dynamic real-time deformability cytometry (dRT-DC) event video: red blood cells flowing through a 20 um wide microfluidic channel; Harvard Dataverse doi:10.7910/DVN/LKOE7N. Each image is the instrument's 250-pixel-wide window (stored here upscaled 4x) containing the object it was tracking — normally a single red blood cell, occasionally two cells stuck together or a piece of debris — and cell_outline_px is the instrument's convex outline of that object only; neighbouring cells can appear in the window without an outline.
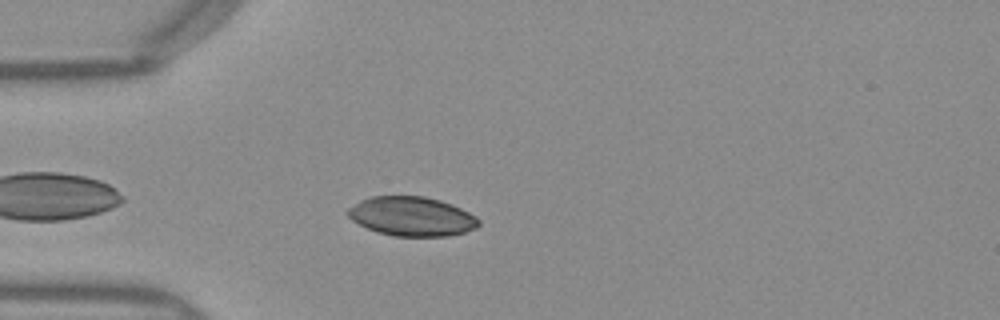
{"species": "Egyptian fruit bat (a non-hibernating species)", "species_latin": "Rousettus aegyptiacus", "temperature_condition": "warm", "stored_images_in_passage": 37, "camera_frame_rate_fps": 3000, "um_per_image_px": 0.085, "frame": {"image": 1, "passage_image": 4, "time_ms": 1.0, "image_size_px": [1000, 320], "cell_outline_px": [[480, 224], [476, 228], [464, 232], [448, 236], [392, 236], [376, 232], [352, 220], [348, 216], [348, 208], [360, 200], [368, 196], [424, 196], [440, 200], [452, 204], [476, 216], [480, 220]], "centroid_in_image_um": [35.0, 18.39], "position_along_channel_um": 50.0, "area_um2": 30.0}}
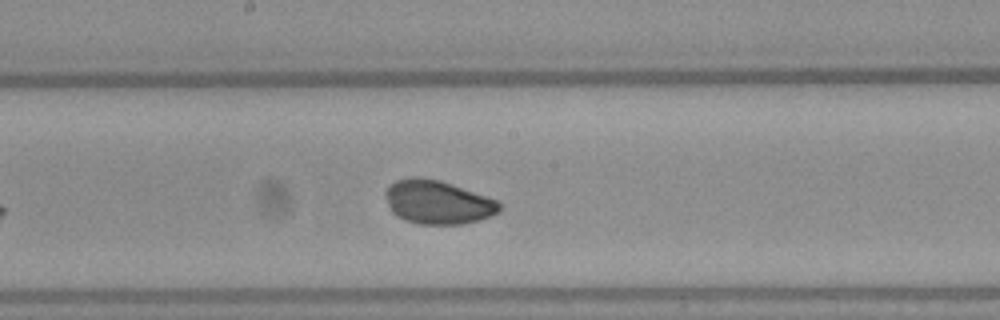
{"frame": {"image": 2, "passage_image": 17, "time_ms": 5.333, "image_size_px": [1000, 320], "cell_outline_px": [[500, 212], [476, 220], [460, 224], [420, 224], [404, 220], [392, 212], [384, 196], [384, 192], [396, 180], [412, 176], [416, 176], [440, 180], [496, 200], [500, 204]], "centroid_in_image_um": [37.16, 17.18], "position_along_channel_um": 211.0, "area_um2": 28.67}}
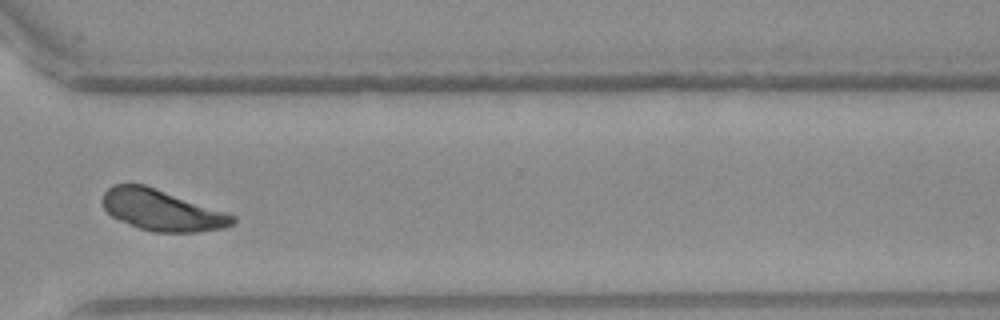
{"frame": {"image": 3, "passage_image": 28, "time_ms": 9.0, "image_size_px": [1000, 320], "cell_outline_px": [[236, 220], [232, 224], [224, 228], [196, 232], [156, 232], [140, 228], [120, 220], [112, 216], [104, 208], [104, 192], [112, 184], [144, 184], [156, 188], [236, 216]], "centroid_in_image_um": [13.76, 17.86], "position_along_channel_um": 356.8, "area_um2": 30.58}, "authors_computed_cell_mechanics": {"area_um2": 29.3046, "velocity_mm_per_s": 3.9801, "shape_relaxation_time_tau1_ms": 1.6945, "shape_relaxation_time_tau2_ms": 2.2869, "deformation_change_tau1": 0.1119, "deformation_change_tau2": 0.0443}}